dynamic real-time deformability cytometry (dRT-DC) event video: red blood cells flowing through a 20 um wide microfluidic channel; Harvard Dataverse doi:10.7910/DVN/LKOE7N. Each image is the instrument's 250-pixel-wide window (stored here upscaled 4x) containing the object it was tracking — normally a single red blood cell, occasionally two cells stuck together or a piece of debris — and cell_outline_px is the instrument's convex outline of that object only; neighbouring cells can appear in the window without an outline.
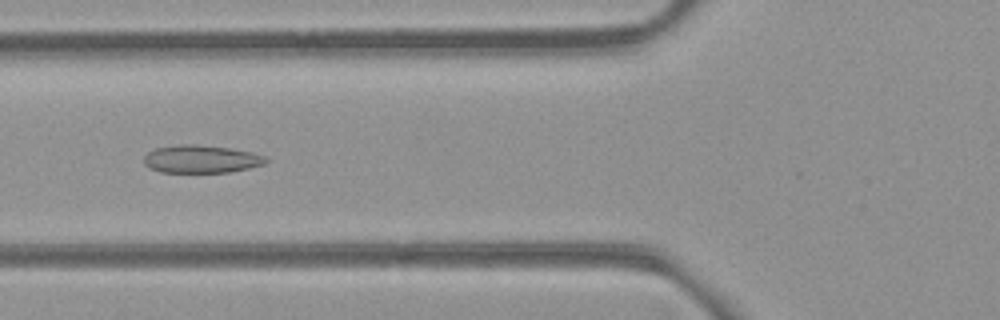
{"species": "common noctule bat (a hibernating species)", "species_latin": "Nyctalus noctula", "temperature_condition": "room temperature", "stored_images_in_passage": 8, "camera_frame_rate_fps": 3000, "um_per_image_px": 0.085, "animal": {"sex": "female", "body_mass_g": 21.9}, "frame": {"image": 1, "passage_image": 5, "time_ms": 5.333, "image_size_px": [1000, 320], "cell_outline_px": [[268, 160], [264, 164], [248, 168], [228, 172], [160, 172], [148, 168], [144, 164], [144, 156], [148, 152], [156, 148], [180, 144], [192, 144], [228, 148], [252, 152], [264, 156]], "centroid_in_image_um": [17.06, 13.52], "position_along_channel_um": 108.7, "area_um2": 19.65}}
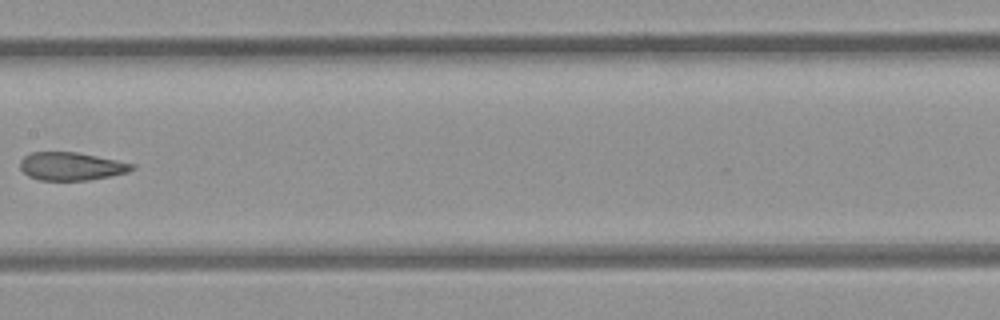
{"frame": {"image": 2, "passage_image": 7, "time_ms": 7.667, "image_size_px": [1000, 320], "cell_outline_px": [[136, 168], [128, 172], [88, 180], [40, 180], [28, 176], [20, 168], [20, 160], [24, 156], [32, 152], [76, 152], [136, 164]], "centroid_in_image_um": [6.05, 14.13], "position_along_channel_um": 201.3, "area_um2": 18.21}}
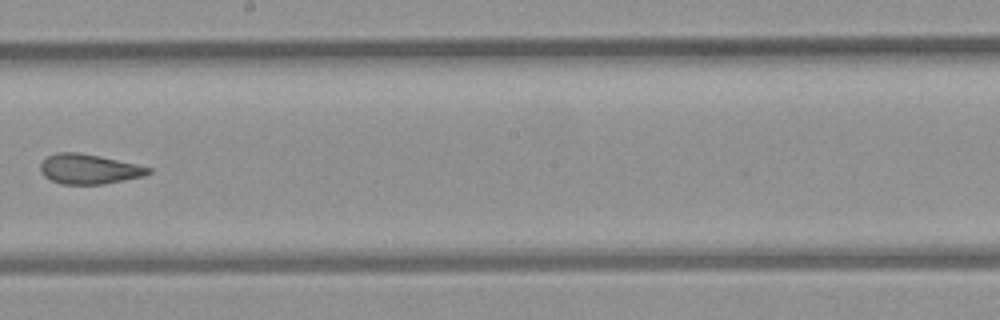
{"frame": {"image": 3, "passage_image": 8, "time_ms": 8.667, "image_size_px": [1000, 320], "cell_outline_px": [[152, 172], [144, 176], [104, 184], [60, 184], [44, 176], [40, 172], [40, 164], [48, 156], [56, 152], [80, 152], [100, 156], [136, 164], [152, 168]], "centroid_in_image_um": [7.56, 14.37], "position_along_channel_um": 240.6, "area_um2": 18.84}}